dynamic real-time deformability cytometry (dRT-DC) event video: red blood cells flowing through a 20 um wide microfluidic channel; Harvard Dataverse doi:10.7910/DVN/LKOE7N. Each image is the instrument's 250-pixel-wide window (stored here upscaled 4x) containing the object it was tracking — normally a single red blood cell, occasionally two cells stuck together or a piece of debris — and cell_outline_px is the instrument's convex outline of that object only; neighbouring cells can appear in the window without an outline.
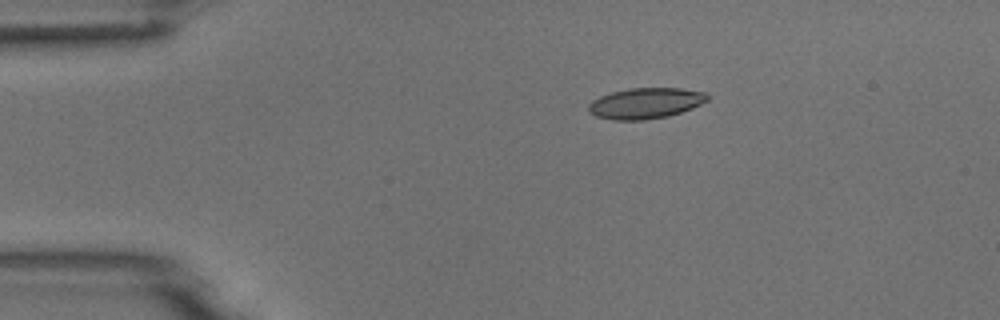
{"species": "common noctule bat (a hibernating species)", "species_latin": "Nyctalus noctula", "temperature_condition": "room temperature", "stored_images_in_passage": 6, "camera_frame_rate_fps": 3000, "um_per_image_px": 0.085, "animal": {"sex": "male", "body_mass_g": 18.8}, "frame": {"image": 1, "passage_image": 1, "time_ms": 0.0, "image_size_px": [1000, 320], "cell_outline_px": [[708, 100], [692, 108], [668, 116], [644, 120], [612, 120], [596, 116], [588, 112], [588, 104], [592, 100], [600, 96], [612, 92], [628, 88], [680, 88], [704, 92], [708, 96]], "centroid_in_image_um": [54.83, 8.78], "position_along_channel_um": 30.2, "area_um2": 21.33}}
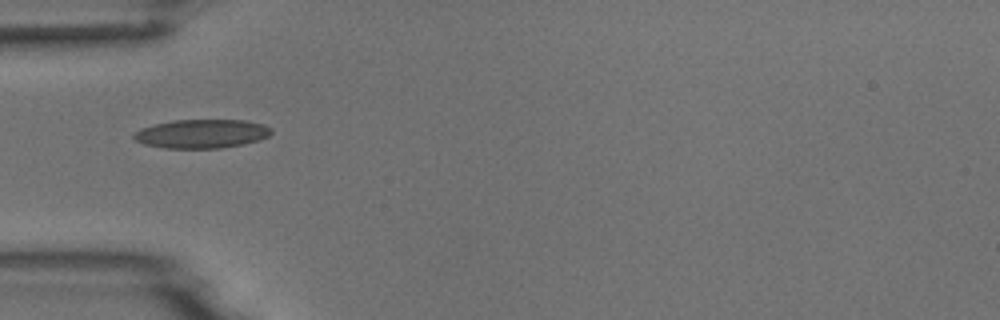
{"frame": {"image": 2, "passage_image": 3, "time_ms": 2.333, "image_size_px": [1000, 320], "cell_outline_px": [[272, 132], [268, 136], [260, 140], [244, 144], [220, 148], [164, 148], [144, 144], [136, 140], [132, 136], [140, 128], [172, 120], [244, 120], [264, 124], [272, 128]], "centroid_in_image_um": [17.17, 11.37], "position_along_channel_um": 67.8, "area_um2": 23.12}}